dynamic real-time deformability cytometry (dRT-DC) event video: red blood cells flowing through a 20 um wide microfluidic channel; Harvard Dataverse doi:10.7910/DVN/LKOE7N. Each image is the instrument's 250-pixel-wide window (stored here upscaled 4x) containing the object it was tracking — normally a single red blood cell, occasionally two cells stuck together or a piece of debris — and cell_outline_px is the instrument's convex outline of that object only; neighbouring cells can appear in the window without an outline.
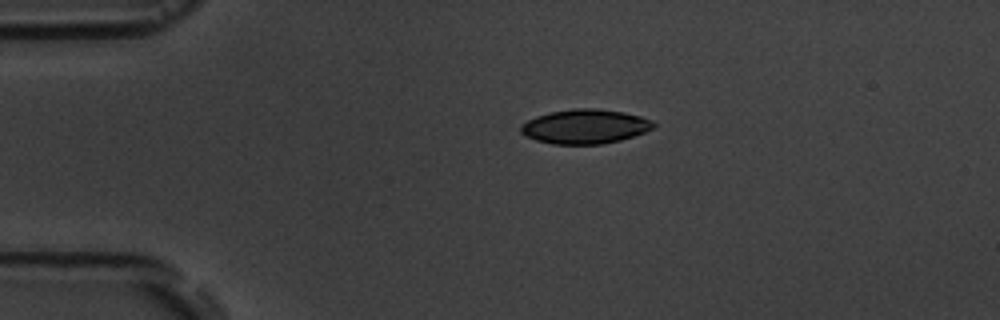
{"species": "common noctule bat (a hibernating species)", "species_latin": "Nyctalus noctula", "temperature_condition": "room temperature", "stored_images_in_passage": 3, "camera_frame_rate_fps": 3000, "um_per_image_px": 0.085, "animal": {"sex": "male", "body_mass_g": 19.5, "forearm_length_mm": 54.6}, "frame": {"image": 1, "passage_image": 2, "time_ms": 2.333, "image_size_px": [1000, 320], "cell_outline_px": [[656, 124], [652, 128], [644, 132], [620, 140], [600, 144], [552, 144], [536, 140], [524, 136], [520, 132], [520, 128], [528, 120], [536, 116], [552, 112], [572, 108], [596, 108], [624, 112], [640, 116], [652, 120]], "centroid_in_image_um": [49.72, 10.75], "position_along_channel_um": 35.3, "area_um2": 26.47}}